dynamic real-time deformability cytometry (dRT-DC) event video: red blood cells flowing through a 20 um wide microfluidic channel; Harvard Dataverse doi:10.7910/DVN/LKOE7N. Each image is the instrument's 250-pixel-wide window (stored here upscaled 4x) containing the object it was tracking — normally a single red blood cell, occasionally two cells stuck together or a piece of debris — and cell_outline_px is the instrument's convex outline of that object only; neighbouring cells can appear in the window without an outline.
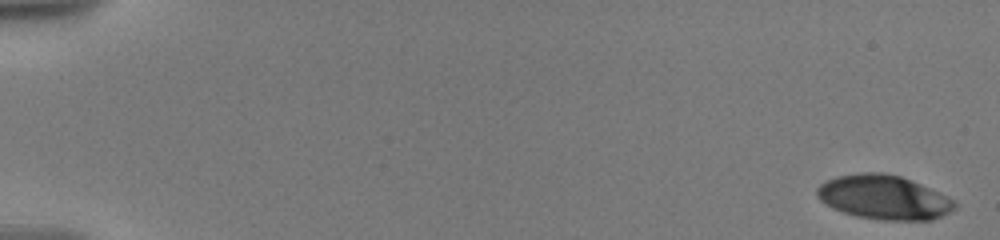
{"species": "human", "species_latin": "Homo sapiens", "temperature_condition": "warm", "stored_images_in_passage": 13, "camera_frame_rate_fps": 3000, "um_per_image_px": 0.085, "donor": {"sex": "male"}, "frame": {"image": 1, "passage_image": 1, "time_ms": 0.0, "image_size_px": [1000, 240], "cell_outline_px": [[956, 208], [932, 220], [880, 220], [856, 216], [832, 208], [820, 200], [816, 196], [816, 188], [820, 184], [836, 176], [860, 172], [884, 172], [900, 176], [920, 184], [952, 200], [956, 204]], "centroid_in_image_um": [75.06, 16.77], "position_along_channel_um": 9.9, "area_um2": 35.2}}
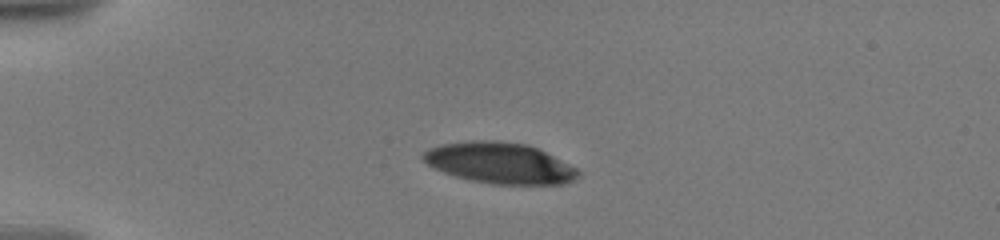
{"frame": {"image": 2, "passage_image": 8, "time_ms": 4.667, "image_size_px": [1000, 240], "cell_outline_px": [[580, 176], [576, 180], [564, 184], [492, 184], [468, 180], [444, 172], [428, 164], [424, 160], [424, 152], [440, 144], [468, 140], [500, 140], [528, 144], [576, 168], [580, 172]], "centroid_in_image_um": [42.5, 13.86], "position_along_channel_um": 42.5, "area_um2": 36.88}}
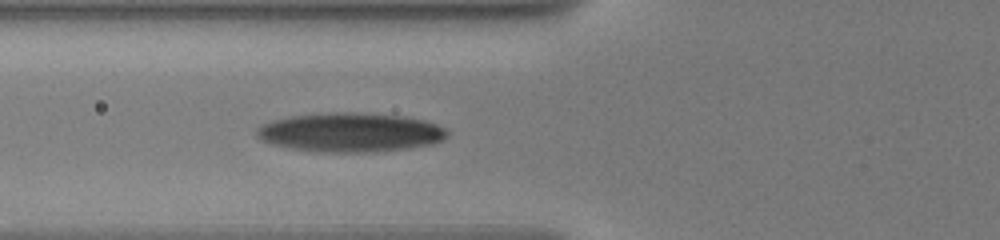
{"frame": {"image": 3, "passage_image": 13, "time_ms": 7.333, "image_size_px": [1000, 240], "cell_outline_px": [[448, 136], [444, 140], [432, 144], [408, 148], [376, 152], [324, 152], [292, 148], [272, 144], [260, 140], [256, 136], [256, 128], [272, 120], [292, 116], [328, 112], [356, 112], [404, 116], [424, 120], [436, 124], [444, 128], [448, 132]], "centroid_in_image_um": [29.79, 11.25], "position_along_channel_um": 96.0, "area_um2": 43.58}}